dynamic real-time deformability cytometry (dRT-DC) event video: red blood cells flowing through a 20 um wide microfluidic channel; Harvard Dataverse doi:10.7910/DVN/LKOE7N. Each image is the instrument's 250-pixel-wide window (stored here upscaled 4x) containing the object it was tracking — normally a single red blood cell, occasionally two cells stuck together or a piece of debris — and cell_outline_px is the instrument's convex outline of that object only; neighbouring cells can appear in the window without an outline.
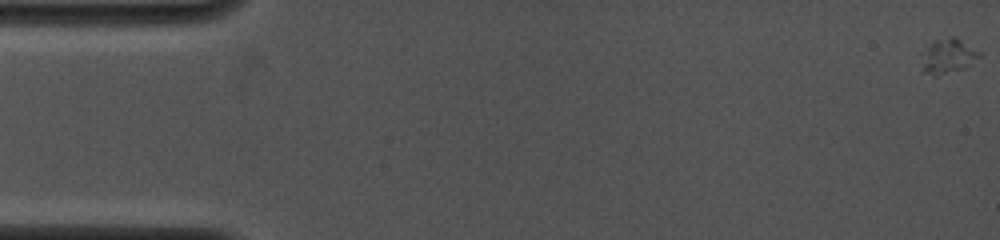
{"species": "common noctule bat (a hibernating species)", "species_latin": "Nyctalus noctula", "temperature_condition": "cold", "stored_images_in_passage": 21, "camera_frame_rate_fps": 4000, "um_per_image_px": 0.085, "animal": {"sex": "female", "body_mass_g": 19.0, "forearm_length_mm": 53.3}, "frame": {"image": 1, "passage_image": 1, "time_ms": 0.0, "image_size_px": [1000, 240], "cell_outline_px": [[980, 56], [964, 68], [936, 76], [932, 76], [924, 72], [924, 52], [932, 40], [952, 36], [956, 36], [980, 52]], "centroid_in_image_um": [80.6, 4.74], "position_along_channel_um": 4.4, "area_um2": 11.39}}
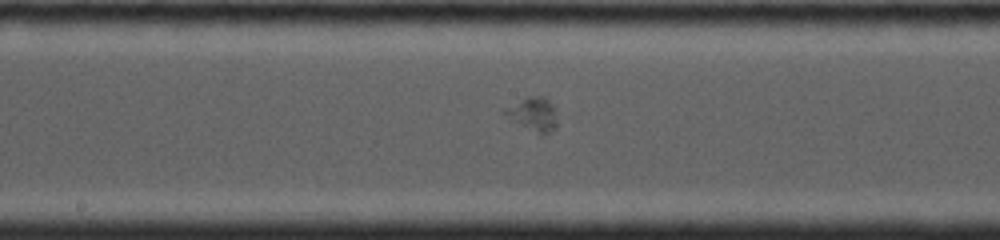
{"frame": {"image": 2, "passage_image": 15, "time_ms": 9.0, "image_size_px": [1000, 240], "cell_outline_px": [[556, 128], [544, 136], [540, 136], [500, 112], [504, 108], [528, 96], [544, 96], [556, 108]], "centroid_in_image_um": [45.35, 9.72], "position_along_channel_um": 202.9, "area_um2": 10.4}}
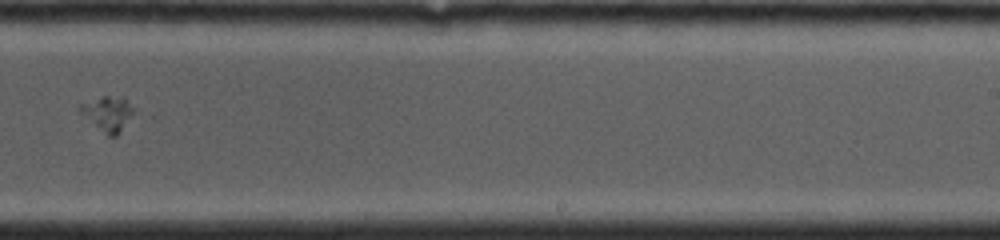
{"frame": {"image": 3, "passage_image": 18, "time_ms": 11.0, "image_size_px": [1000, 240], "cell_outline_px": [[136, 112], [120, 132], [116, 136], [108, 136], [76, 108], [80, 104], [104, 96], [124, 96], [136, 108]], "centroid_in_image_um": [9.25, 9.63], "position_along_channel_um": 279.8, "area_um2": 10.92}}